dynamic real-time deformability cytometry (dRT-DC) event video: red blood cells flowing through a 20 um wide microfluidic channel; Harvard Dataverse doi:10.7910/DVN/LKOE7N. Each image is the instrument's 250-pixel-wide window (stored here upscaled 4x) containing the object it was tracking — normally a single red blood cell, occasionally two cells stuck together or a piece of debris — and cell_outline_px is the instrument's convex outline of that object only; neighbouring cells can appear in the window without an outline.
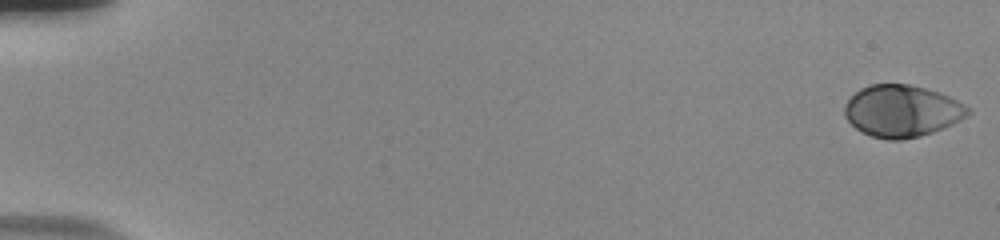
{"species": "human", "species_latin": "Homo sapiens", "temperature_condition": "room temperature", "stored_images_in_passage": 56, "camera_frame_rate_fps": 3000, "um_per_image_px": 0.085, "donor": {"sex": "male"}, "frame": {"image": 1, "passage_image": 1, "time_ms": 0.0, "image_size_px": [1000, 240], "cell_outline_px": [[972, 112], [968, 116], [952, 124], [932, 132], [920, 136], [900, 140], [888, 140], [872, 136], [860, 132], [844, 116], [844, 104], [860, 88], [872, 84], [908, 84], [940, 92], [972, 108]], "centroid_in_image_um": [76.67, 9.44], "position_along_channel_um": 8.3, "area_um2": 37.4}}
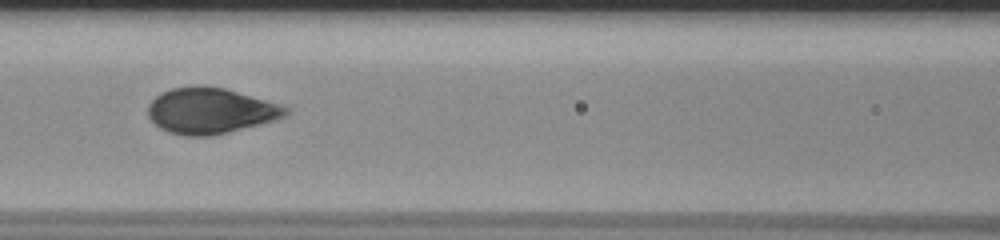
{"frame": {"image": 2, "passage_image": 27, "time_ms": 8.667, "image_size_px": [1000, 240], "cell_outline_px": [[288, 112], [284, 116], [276, 120], [212, 136], [184, 136], [168, 132], [160, 128], [148, 116], [148, 104], [160, 92], [172, 88], [192, 84], [204, 84], [224, 88], [264, 100], [288, 108]], "centroid_in_image_um": [17.82, 9.4], "position_along_channel_um": 148.8, "area_um2": 36.76}}
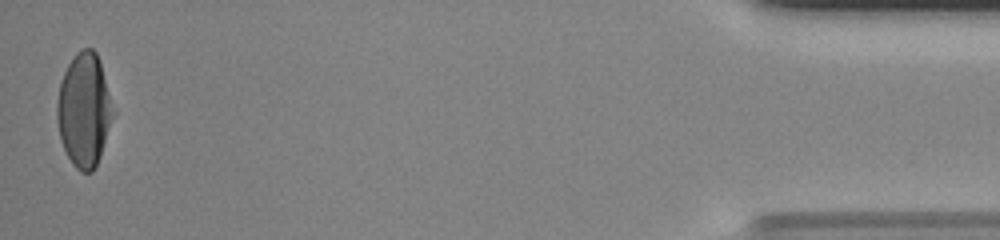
{"frame": {"image": 3, "passage_image": 56, "time_ms": 18.333, "image_size_px": [1000, 240], "cell_outline_px": [[116, 112], [100, 156], [92, 172], [80, 172], [72, 164], [60, 140], [56, 120], [56, 104], [60, 84], [64, 72], [68, 64], [76, 52], [84, 48], [92, 48], [96, 52]], "centroid_in_image_um": [7.15, 9.37], "position_along_channel_um": 428.0, "area_um2": 37.28}, "authors_computed_cell_mechanics": {"area_um2": 36.703, "velocity_mm_per_s": 3.7094, "shape_relaxation_time_tau1_ms": 3.3725, "shape_relaxation_time_tau2_ms": null, "deformation_change_tau1": 0.1916, "deformation_change_tau2": null}}